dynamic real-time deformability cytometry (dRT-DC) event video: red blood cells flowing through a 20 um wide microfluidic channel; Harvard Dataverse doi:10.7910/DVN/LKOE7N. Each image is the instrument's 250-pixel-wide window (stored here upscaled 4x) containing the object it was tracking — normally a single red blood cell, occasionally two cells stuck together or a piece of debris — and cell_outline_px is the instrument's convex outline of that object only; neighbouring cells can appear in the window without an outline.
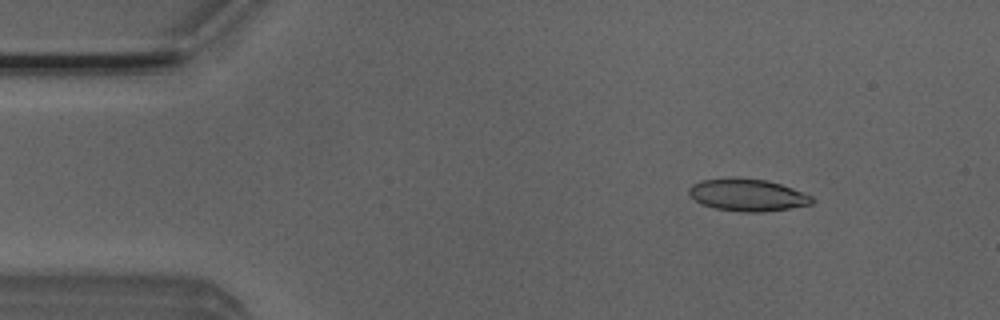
{"species": "Egyptian fruit bat (a non-hibernating species)", "species_latin": "Rousettus aegyptiacus", "temperature_condition": "room temperature", "stored_images_in_passage": 52, "camera_frame_rate_fps": 3000, "um_per_image_px": 0.085, "animal": {"sex": "male"}, "frame": {"image": 1, "passage_image": 7, "time_ms": 2.0, "image_size_px": [1000, 320], "cell_outline_px": [[816, 200], [812, 204], [788, 208], [760, 212], [744, 212], [716, 208], [700, 204], [688, 196], [688, 188], [692, 184], [700, 180], [732, 176], [768, 180], [792, 188], [812, 196]], "centroid_in_image_um": [63.48, 16.55], "position_along_channel_um": 21.5, "area_um2": 23.47}}
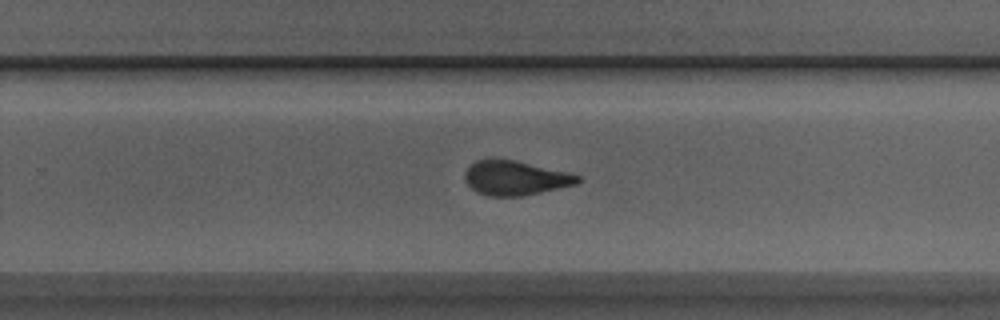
{"frame": {"image": 2, "passage_image": 33, "time_ms": 10.667, "image_size_px": [1000, 320], "cell_outline_px": [[580, 180], [576, 184], [560, 188], [524, 196], [488, 196], [476, 192], [468, 184], [464, 176], [464, 172], [476, 160], [496, 156], [516, 160], [568, 172], [580, 176]], "centroid_in_image_um": [43.77, 15.1], "position_along_channel_um": 286.0, "area_um2": 23.06}}
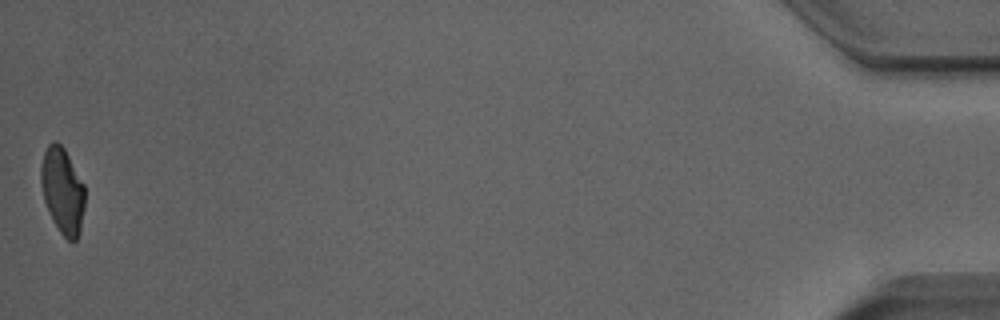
{"frame": {"image": 3, "passage_image": 52, "time_ms": 17.0, "image_size_px": [1000, 320], "cell_outline_px": [[84, 208], [80, 232], [76, 240], [72, 244], [60, 232], [52, 220], [44, 200], [40, 180], [40, 168], [44, 152], [48, 144], [52, 140], [56, 140], [64, 148], [84, 184]], "centroid_in_image_um": [5.31, 16.21], "position_along_channel_um": 429.9, "area_um2": 22.14}, "authors_computed_cell_mechanics": {"area_um2": 23.0622, "velocity_mm_per_s": 3.9142, "shape_relaxation_time_tau1_ms": 8.0635, "shape_relaxation_time_tau2_ms": 1.841, "deformation_change_tau1": 0.1988, "deformation_change_tau2": 0.0853}}